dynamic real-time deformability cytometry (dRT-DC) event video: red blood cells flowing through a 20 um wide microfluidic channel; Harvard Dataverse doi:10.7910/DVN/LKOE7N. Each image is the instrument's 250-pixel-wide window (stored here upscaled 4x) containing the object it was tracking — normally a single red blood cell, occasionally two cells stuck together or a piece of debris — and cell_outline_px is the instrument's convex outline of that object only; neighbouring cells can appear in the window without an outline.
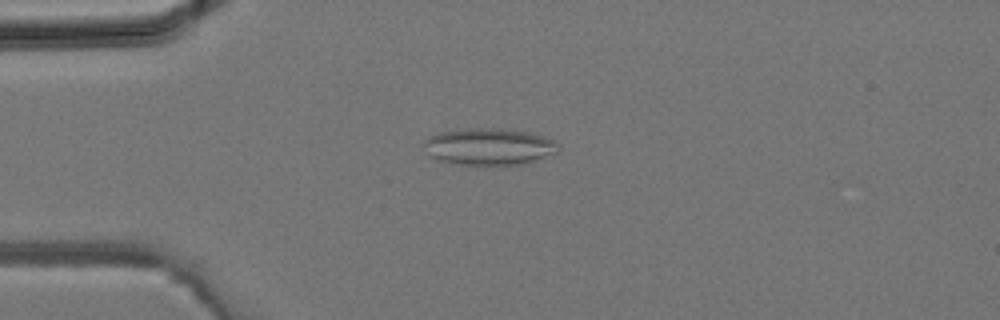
{"species": "common noctule bat (a hibernating species)", "species_latin": "Nyctalus noctula", "temperature_condition": "room temperature", "stored_images_in_passage": 2, "camera_frame_rate_fps": 3000, "um_per_image_px": 0.085, "animal": {"sex": "male", "body_mass_g": 19.2, "forearm_length_mm": 51.8}, "frame": {"image": 1, "passage_image": 2, "time_ms": 0.333, "image_size_px": [1000, 320], "cell_outline_px": [[560, 148], [556, 152], [528, 164], [496, 168], [452, 164], [436, 160], [428, 156], [424, 144], [424, 140], [428, 136], [440, 132], [468, 128], [500, 128], [528, 132], [544, 136], [556, 140], [560, 144]], "centroid_in_image_um": [41.58, 12.52], "position_along_channel_um": 43.4, "area_um2": 30.29}}